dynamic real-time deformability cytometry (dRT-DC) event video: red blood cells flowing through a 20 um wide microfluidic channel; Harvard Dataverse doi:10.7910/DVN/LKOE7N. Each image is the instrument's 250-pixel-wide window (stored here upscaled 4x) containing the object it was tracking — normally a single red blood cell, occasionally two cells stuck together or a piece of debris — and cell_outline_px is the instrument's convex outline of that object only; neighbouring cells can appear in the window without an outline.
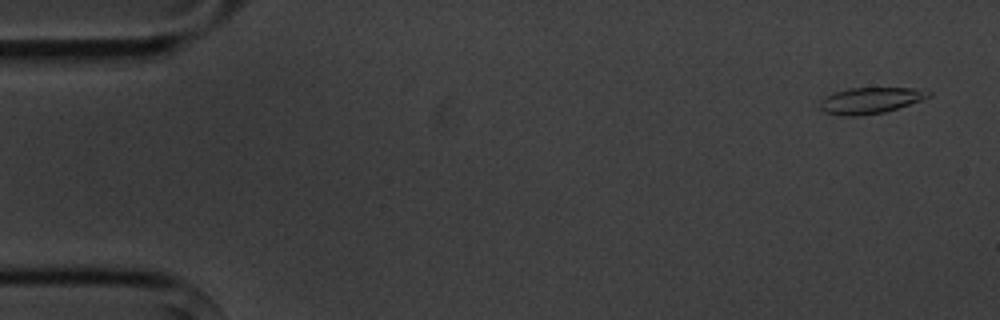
{"species": "common noctule bat (a hibernating species)", "species_latin": "Nyctalus noctula", "temperature_condition": "cold", "stored_images_in_passage": 6, "segment_of_instrument_passage": [2, 2], "camera_frame_rate_fps": 3000, "um_per_image_px": 0.085, "animal": {"sex": "male", "body_mass_g": 20.1, "forearm_length_mm": 53.5}, "frame": {"image": 1, "passage_image": 6, "time_ms": 6.0, "image_size_px": [1000, 320], "cell_outline_px": [[932, 96], [884, 112], [856, 116], [848, 116], [824, 112], [820, 108], [820, 100], [824, 96], [832, 92], [848, 88], [916, 88], [932, 92]], "centroid_in_image_um": [73.94, 8.52], "position_along_channel_um": 11.1, "area_um2": 16.47}}